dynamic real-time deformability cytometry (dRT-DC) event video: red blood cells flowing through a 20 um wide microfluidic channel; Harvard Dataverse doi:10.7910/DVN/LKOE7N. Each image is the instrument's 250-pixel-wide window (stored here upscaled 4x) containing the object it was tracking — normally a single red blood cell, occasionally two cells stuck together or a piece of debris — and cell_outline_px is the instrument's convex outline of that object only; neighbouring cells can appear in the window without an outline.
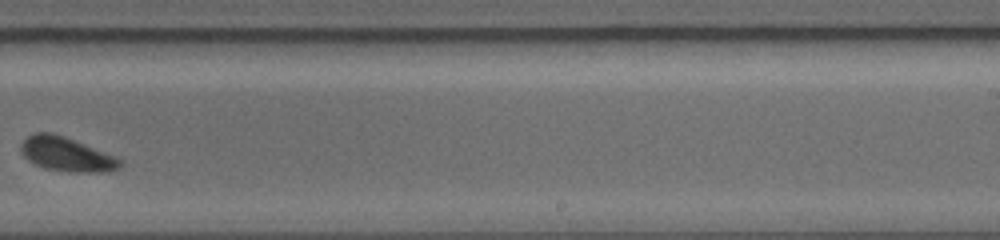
{"species": "common noctule bat (a hibernating species)", "species_latin": "Nyctalus noctula", "temperature_condition": "warm", "stored_images_in_passage": 15, "camera_frame_rate_fps": 5000, "um_per_image_px": 0.085, "animal": {"sex": "female", "body_mass_g": 19.0, "forearm_length_mm": 56.7}, "frame": {"image": 1, "passage_image": 13, "time_ms": 5.4, "image_size_px": [1000, 240], "cell_outline_px": [[124, 164], [120, 168], [108, 172], [68, 172], [44, 168], [28, 160], [20, 152], [20, 144], [28, 136], [36, 132], [52, 132], [64, 136], [120, 156], [124, 160]], "centroid_in_image_um": [5.75, 13.12], "position_along_channel_um": 283.3, "area_um2": 20.35}}